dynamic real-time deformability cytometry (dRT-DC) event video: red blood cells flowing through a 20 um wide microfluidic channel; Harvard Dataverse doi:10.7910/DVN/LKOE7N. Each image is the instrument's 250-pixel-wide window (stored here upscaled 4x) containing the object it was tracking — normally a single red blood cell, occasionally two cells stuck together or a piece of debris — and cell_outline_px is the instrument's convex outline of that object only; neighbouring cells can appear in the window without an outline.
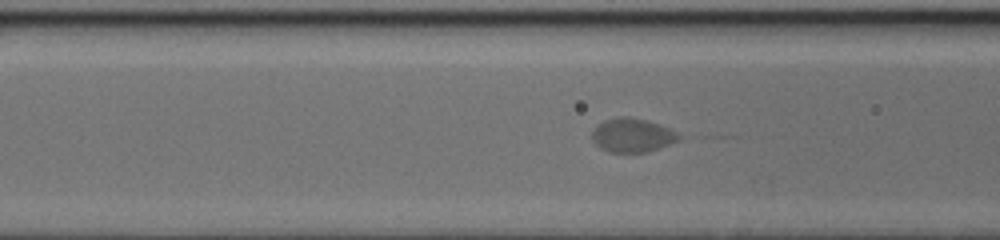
{"species": "human", "species_latin": "Homo sapiens", "temperature_condition": "cold", "stored_images_in_passage": 57, "camera_frame_rate_fps": 3000, "um_per_image_px": 0.085, "donor": {"sex": "female"}, "frame": {"image": 1, "passage_image": 25, "time_ms": 8.0, "image_size_px": [1000, 240], "cell_outline_px": [[680, 140], [644, 152], [608, 152], [600, 148], [592, 140], [592, 132], [596, 124], [604, 120], [616, 116], [628, 116], [644, 120], [668, 128], [676, 132], [680, 136]], "centroid_in_image_um": [53.67, 11.48], "position_along_channel_um": 112.9, "area_um2": 16.94}}
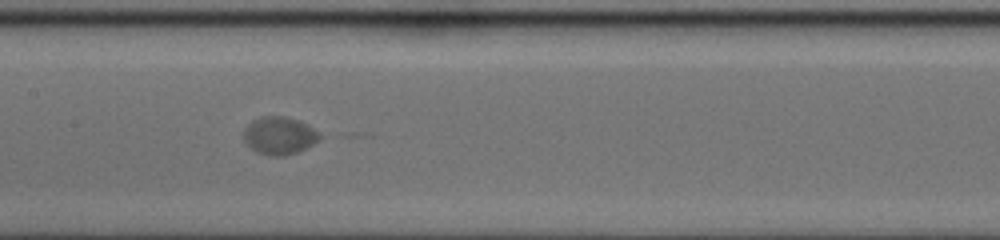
{"frame": {"image": 2, "passage_image": 31, "time_ms": 10.0, "image_size_px": [1000, 240], "cell_outline_px": [[324, 136], [320, 140], [296, 152], [284, 156], [268, 156], [256, 152], [244, 144], [244, 128], [252, 120], [260, 116], [284, 116], [300, 120], [308, 124]], "centroid_in_image_um": [23.73, 11.52], "position_along_channel_um": 183.7, "area_um2": 17.05}}
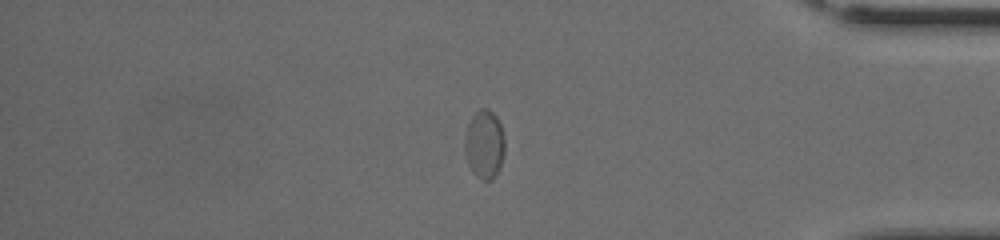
{"frame": {"image": 3, "passage_image": 51, "time_ms": 16.667, "image_size_px": [1000, 240], "cell_outline_px": [[504, 152], [500, 168], [496, 176], [492, 180], [480, 180], [472, 172], [468, 164], [464, 152], [464, 136], [468, 120], [480, 108], [488, 108], [496, 116], [500, 124], [504, 136]], "centroid_in_image_um": [41.15, 12.28], "position_along_channel_um": 394.0, "area_um2": 16.42}}